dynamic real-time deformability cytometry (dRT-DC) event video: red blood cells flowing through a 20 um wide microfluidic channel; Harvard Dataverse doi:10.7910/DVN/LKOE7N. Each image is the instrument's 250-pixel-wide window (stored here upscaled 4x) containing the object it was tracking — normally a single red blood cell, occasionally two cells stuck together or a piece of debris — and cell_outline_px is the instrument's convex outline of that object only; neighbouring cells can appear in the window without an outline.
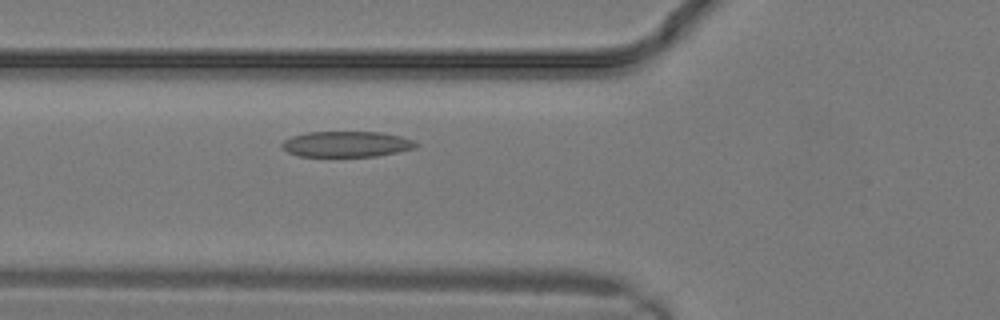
{"species": "common noctule bat (a hibernating species)", "species_latin": "Nyctalus noctula", "temperature_condition": "warm", "stored_images_in_passage": 4, "camera_frame_rate_fps": 3000, "um_per_image_px": 0.085, "animal": {"sex": "male", "body_mass_g": 19.2, "forearm_length_mm": 51.8}, "frame": {"image": 1, "passage_image": 4, "time_ms": 1.0, "image_size_px": [1000, 320], "cell_outline_px": [[420, 144], [416, 148], [376, 156], [300, 156], [288, 152], [280, 144], [284, 140], [292, 136], [308, 132], [380, 132], [400, 136], [412, 140]], "centroid_in_image_um": [29.47, 12.24], "position_along_channel_um": 96.3, "area_um2": 19.94}}